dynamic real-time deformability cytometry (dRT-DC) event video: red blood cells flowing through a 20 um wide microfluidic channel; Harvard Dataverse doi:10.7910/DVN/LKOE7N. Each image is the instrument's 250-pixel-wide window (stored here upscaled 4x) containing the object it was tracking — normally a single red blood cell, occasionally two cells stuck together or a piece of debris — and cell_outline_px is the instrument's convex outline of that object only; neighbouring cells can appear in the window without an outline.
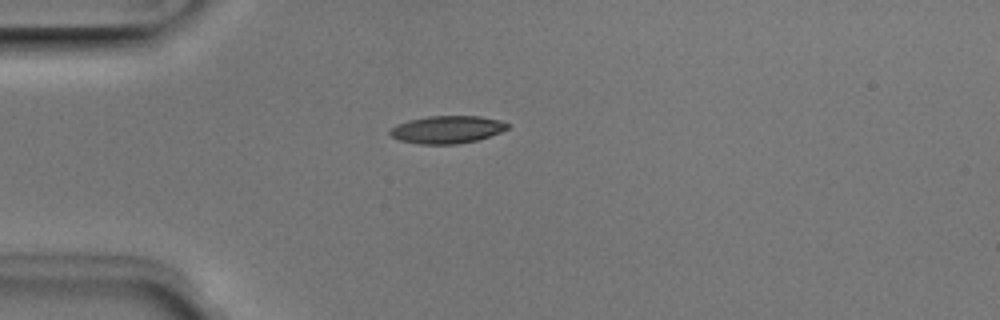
{"species": "Egyptian fruit bat (a non-hibernating species)", "species_latin": "Rousettus aegyptiacus", "temperature_condition": "room temperature", "stored_images_in_passage": 1, "camera_frame_rate_fps": 3000, "um_per_image_px": 0.085, "animal": {"sex": "male"}, "frame": {"image": 1, "passage_image": 1, "time_ms": 0.0, "image_size_px": [1000, 320], "cell_outline_px": [[508, 128], [500, 132], [476, 140], [456, 144], [420, 144], [400, 140], [392, 136], [388, 132], [396, 124], [408, 120], [428, 116], [480, 116], [500, 120], [508, 124]], "centroid_in_image_um": [37.98, 11.0], "position_along_channel_um": 47.0, "area_um2": 18.73}}